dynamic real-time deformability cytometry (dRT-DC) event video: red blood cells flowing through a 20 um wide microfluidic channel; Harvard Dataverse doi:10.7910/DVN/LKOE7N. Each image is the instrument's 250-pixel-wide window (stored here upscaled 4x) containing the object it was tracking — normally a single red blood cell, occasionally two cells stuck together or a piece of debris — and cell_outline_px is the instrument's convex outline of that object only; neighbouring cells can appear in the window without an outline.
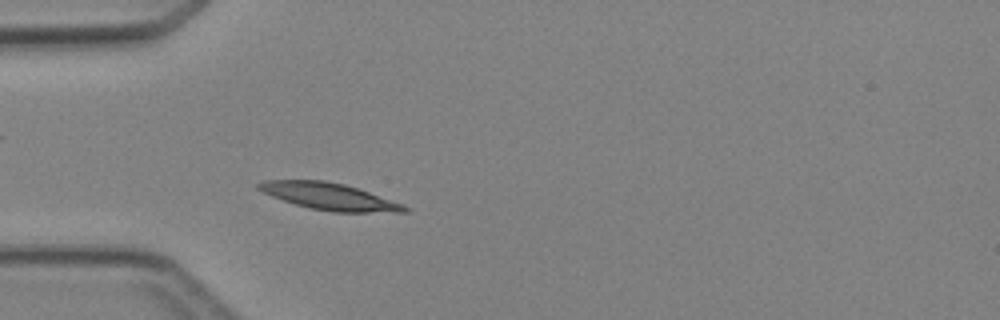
{"species": "Egyptian fruit bat (a non-hibernating species)", "species_latin": "Rousettus aegyptiacus", "temperature_condition": "cold", "stored_images_in_passage": 4, "camera_frame_rate_fps": 3000, "um_per_image_px": 0.085, "animal": {"sex": "female"}, "frame": {"image": 1, "passage_image": 4, "time_ms": 4.333, "image_size_px": [1000, 320], "cell_outline_px": [[412, 208], [408, 212], [332, 212], [308, 208], [272, 196], [256, 188], [256, 184], [264, 180], [324, 180], [344, 184], [404, 204]], "centroid_in_image_um": [28.01, 16.7], "position_along_channel_um": 57.0, "area_um2": 22.77}}